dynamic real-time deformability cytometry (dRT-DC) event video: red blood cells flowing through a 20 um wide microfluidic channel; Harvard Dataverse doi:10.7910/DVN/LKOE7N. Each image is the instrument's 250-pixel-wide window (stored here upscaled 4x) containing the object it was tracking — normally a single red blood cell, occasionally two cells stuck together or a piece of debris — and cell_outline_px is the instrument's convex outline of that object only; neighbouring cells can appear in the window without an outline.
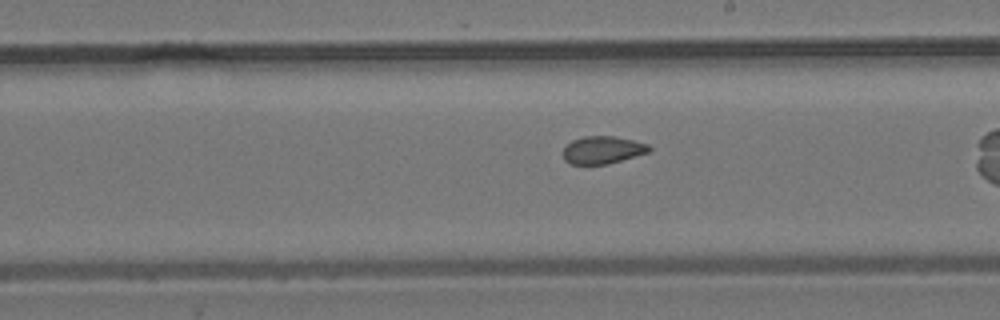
{"species": "common noctule bat (a hibernating species)", "species_latin": "Nyctalus noctula", "temperature_condition": "room temperature", "stored_images_in_passage": 39, "camera_frame_rate_fps": 3000, "um_per_image_px": 0.085, "animal": {"sex": "male", "body_mass_g": 19.2, "forearm_length_mm": 51.8}, "frame": {"image": 1, "passage_image": 28, "time_ms": 9.0, "image_size_px": [1000, 320], "cell_outline_px": [[652, 148], [648, 152], [608, 164], [568, 164], [564, 160], [564, 148], [572, 140], [584, 136], [616, 136], [648, 144]], "centroid_in_image_um": [51.21, 12.74], "position_along_channel_um": 237.8, "area_um2": 13.76}}